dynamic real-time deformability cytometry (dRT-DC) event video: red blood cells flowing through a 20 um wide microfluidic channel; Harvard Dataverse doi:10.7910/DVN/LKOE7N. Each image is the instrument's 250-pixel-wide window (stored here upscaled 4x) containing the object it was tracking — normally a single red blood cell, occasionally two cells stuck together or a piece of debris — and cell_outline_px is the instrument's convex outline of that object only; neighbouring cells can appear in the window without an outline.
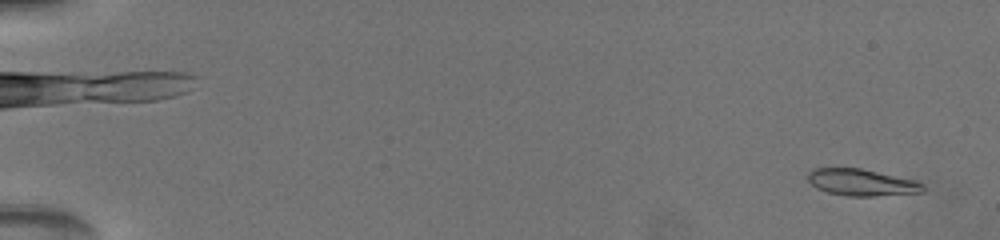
{"species": "common noctule bat (a hibernating species)", "species_latin": "Nyctalus noctula", "temperature_condition": "warm", "stored_images_in_passage": 19, "camera_frame_rate_fps": 3000, "um_per_image_px": 0.085, "animal": {"sex": "female", "body_mass_g": 19.5, "forearm_length_mm": 54.1}, "frame": {"image": 1, "passage_image": 2, "time_ms": 0.667, "image_size_px": [1000, 240], "cell_outline_px": [[924, 192], [876, 196], [848, 196], [828, 192], [816, 188], [808, 180], [808, 172], [812, 168], [860, 168], [916, 180], [924, 188]], "centroid_in_image_um": [73.22, 15.5], "position_along_channel_um": 11.8, "area_um2": 17.86}}
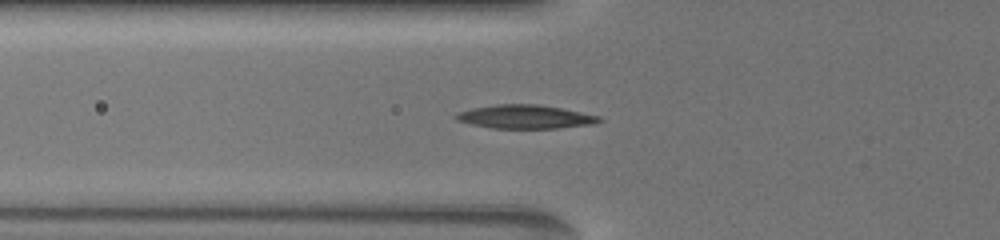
{"frame": {"image": 2, "passage_image": 17, "time_ms": 7.333, "image_size_px": [1000, 240], "cell_outline_px": [[604, 120], [596, 124], [560, 128], [492, 128], [472, 124], [456, 120], [452, 116], [456, 112], [472, 108], [496, 104], [536, 104], [560, 108], [600, 116]], "centroid_in_image_um": [44.64, 9.93], "position_along_channel_um": 81.2, "area_um2": 19.83}}
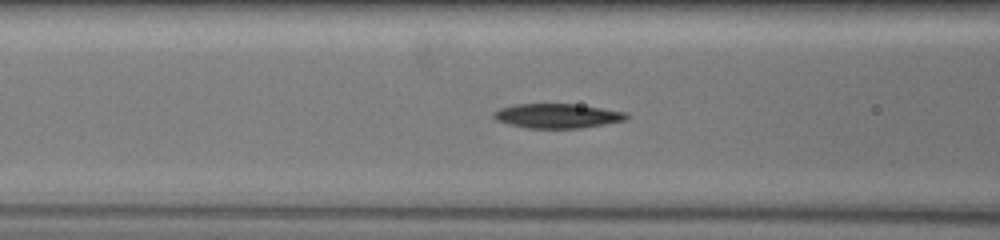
{"frame": {"image": 3, "passage_image": 19, "time_ms": 8.333, "image_size_px": [1000, 240], "cell_outline_px": [[628, 120], [580, 128], [528, 128], [508, 124], [496, 120], [492, 116], [492, 112], [500, 108], [516, 104], [576, 104], [628, 112]], "centroid_in_image_um": [47.37, 9.85], "position_along_channel_um": 119.2, "area_um2": 19.02}}